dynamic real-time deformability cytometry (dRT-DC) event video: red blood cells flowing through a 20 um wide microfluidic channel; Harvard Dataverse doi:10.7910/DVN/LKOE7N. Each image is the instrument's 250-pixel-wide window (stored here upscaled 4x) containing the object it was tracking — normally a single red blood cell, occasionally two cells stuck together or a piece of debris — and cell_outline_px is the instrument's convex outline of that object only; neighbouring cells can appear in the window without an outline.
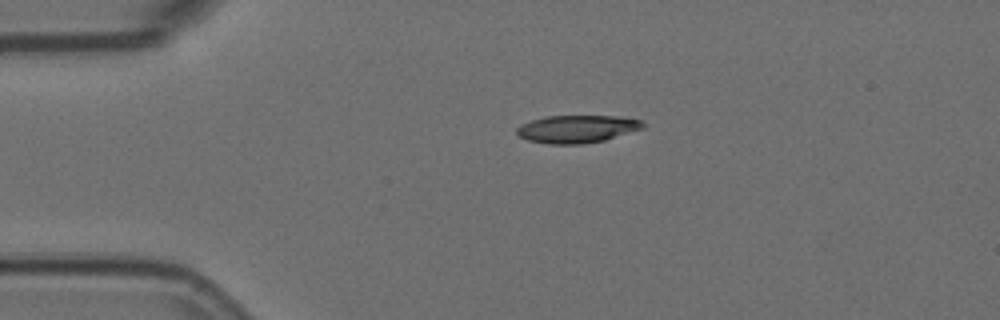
{"species": "Egyptian fruit bat (a non-hibernating species)", "species_latin": "Rousettus aegyptiacus", "temperature_condition": "room temperature", "stored_images_in_passage": 2, "camera_frame_rate_fps": 3000, "um_per_image_px": 0.085, "animal": {"sex": "female"}, "frame": {"image": 1, "passage_image": 1, "time_ms": 0.0, "image_size_px": [1000, 320], "cell_outline_px": [[644, 128], [604, 140], [580, 144], [548, 144], [528, 140], [520, 136], [516, 132], [516, 128], [520, 124], [544, 116], [616, 116], [640, 120], [644, 124]], "centroid_in_image_um": [49.01, 10.96], "position_along_channel_um": 36.0, "area_um2": 20.23}}